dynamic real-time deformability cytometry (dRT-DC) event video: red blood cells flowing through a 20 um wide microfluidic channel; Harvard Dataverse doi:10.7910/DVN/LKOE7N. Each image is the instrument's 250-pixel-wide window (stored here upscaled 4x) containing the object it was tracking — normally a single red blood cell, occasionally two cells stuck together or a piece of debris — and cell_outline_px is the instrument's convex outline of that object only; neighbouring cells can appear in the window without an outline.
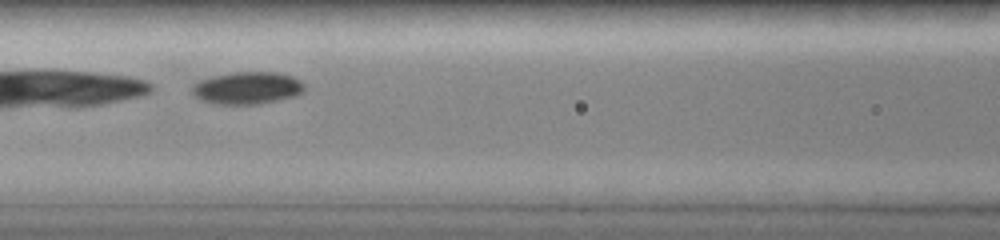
{"species": "common noctule bat (a hibernating species)", "species_latin": "Nyctalus noctula", "temperature_condition": "room temperature", "stored_images_in_passage": 40, "camera_frame_rate_fps": 3000, "um_per_image_px": 0.085, "animal": {"sex": "female", "body_mass_g": 19.0, "forearm_length_mm": 51.5}, "frame": {"image": 1, "passage_image": 23, "time_ms": 4.333, "image_size_px": [1000, 240], "cell_outline_px": [[304, 88], [296, 96], [260, 104], [220, 104], [200, 100], [192, 92], [192, 84], [200, 80], [212, 76], [232, 72], [280, 72], [292, 76], [300, 80], [304, 84]], "centroid_in_image_um": [21.02, 7.47], "position_along_channel_um": 145.6, "area_um2": 21.21}}
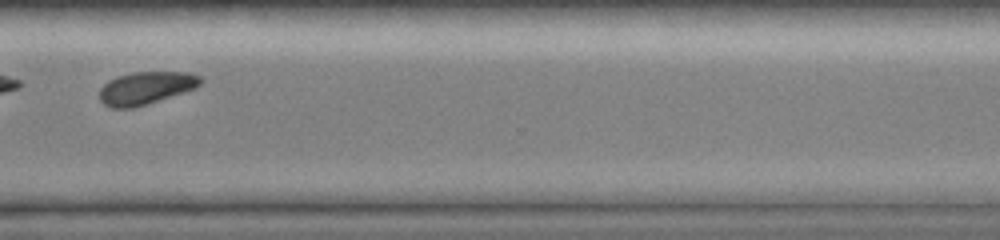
{"frame": {"image": 2, "passage_image": 39, "time_ms": 9.667, "image_size_px": [1000, 240], "cell_outline_px": [[204, 80], [200, 84], [192, 88], [132, 108], [112, 108], [104, 104], [100, 100], [100, 88], [108, 80], [116, 76], [132, 72], [188, 72], [200, 76]], "centroid_in_image_um": [12.34, 7.45], "position_along_channel_um": 358.3, "area_um2": 18.79}}
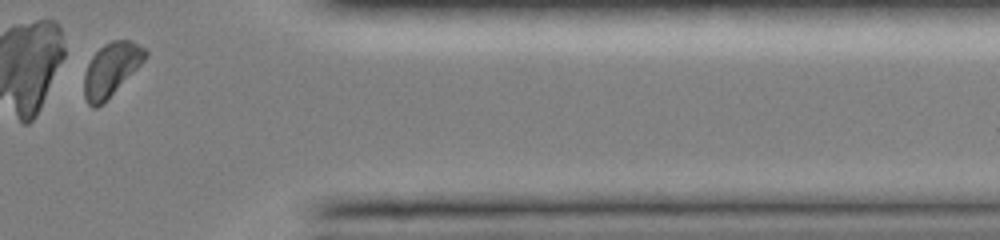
{"frame": {"image": 3, "passage_image": 40, "time_ms": 11.0, "image_size_px": [1000, 240], "cell_outline_px": [[148, 56], [104, 104], [96, 108], [92, 108], [88, 104], [84, 96], [84, 76], [88, 64], [92, 56], [104, 44], [112, 40], [132, 40], [144, 48], [148, 52]], "centroid_in_image_um": [9.45, 5.92], "position_along_channel_um": 402.0, "area_um2": 19.07}, "authors_computed_cell_mechanics": {"area_um2": 21.2415, "velocity_mm_per_s": 3.9642, "shape_relaxation_time_tau1_ms": 0.2841, "shape_relaxation_time_tau2_ms": null, "deformation_change_tau1": 0.3013, "deformation_change_tau2": null}}